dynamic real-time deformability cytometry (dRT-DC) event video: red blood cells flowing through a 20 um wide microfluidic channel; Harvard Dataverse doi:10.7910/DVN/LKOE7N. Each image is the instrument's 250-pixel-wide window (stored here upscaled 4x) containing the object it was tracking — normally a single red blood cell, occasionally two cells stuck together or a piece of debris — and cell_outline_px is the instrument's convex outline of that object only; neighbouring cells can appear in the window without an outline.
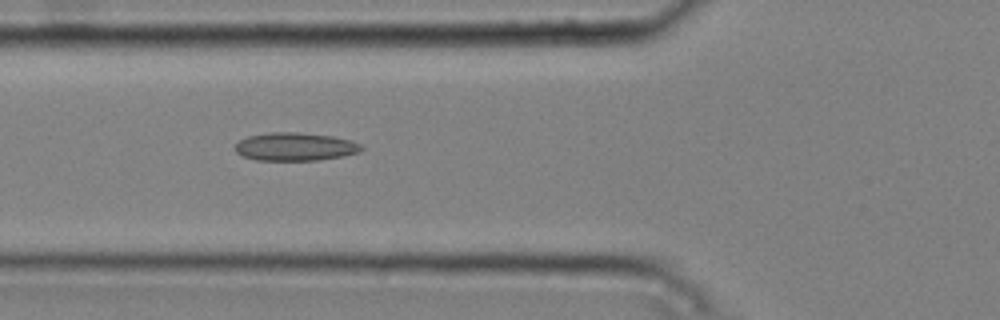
{"species": "common noctule bat (a hibernating species)", "species_latin": "Nyctalus noctula", "temperature_condition": "cold", "stored_images_in_passage": 7, "camera_frame_rate_fps": 3000, "um_per_image_px": 0.085, "animal": {"sex": "male", "body_mass_g": 20.4}, "frame": {"image": 1, "passage_image": 6, "time_ms": 1.667, "image_size_px": [1000, 320], "cell_outline_px": [[364, 148], [360, 152], [344, 156], [320, 160], [256, 160], [244, 156], [236, 152], [236, 144], [240, 140], [248, 136], [268, 132], [296, 132], [332, 136], [352, 140], [360, 144]], "centroid_in_image_um": [25.12, 12.47], "position_along_channel_um": 100.7, "area_um2": 20.75}}
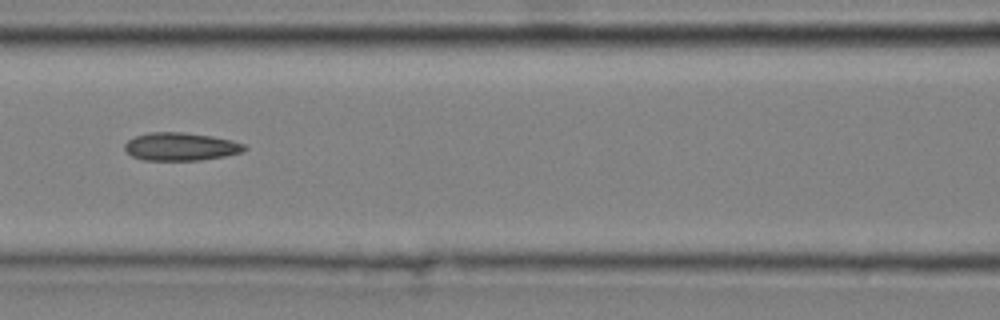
{"frame": {"image": 2, "passage_image": 7, "time_ms": 2.0, "image_size_px": [1000, 320], "cell_outline_px": [[248, 148], [240, 152], [224, 156], [200, 160], [144, 160], [132, 156], [124, 148], [124, 144], [128, 140], [136, 136], [148, 132], [184, 132], [212, 136], [232, 140], [244, 144]], "centroid_in_image_um": [15.35, 12.45], "position_along_channel_um": 151.2, "area_um2": 19.48}}